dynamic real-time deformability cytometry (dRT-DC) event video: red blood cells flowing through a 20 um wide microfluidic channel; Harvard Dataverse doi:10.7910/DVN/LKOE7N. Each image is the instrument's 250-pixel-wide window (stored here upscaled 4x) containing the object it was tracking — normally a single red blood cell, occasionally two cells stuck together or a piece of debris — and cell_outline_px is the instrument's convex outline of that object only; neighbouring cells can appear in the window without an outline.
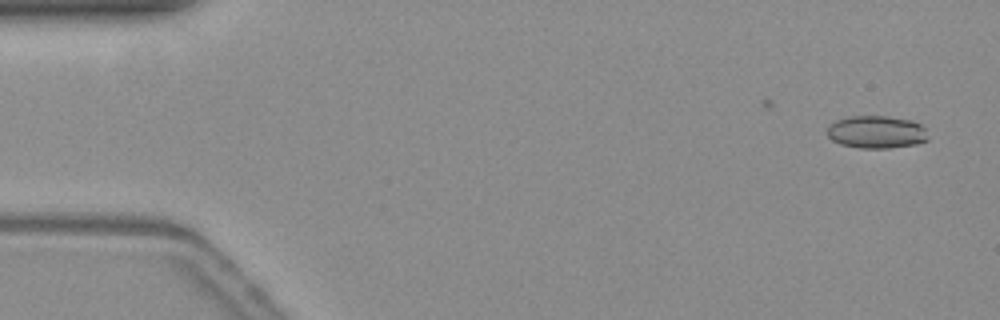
{"species": "common noctule bat (a hibernating species)", "species_latin": "Nyctalus noctula", "temperature_condition": "warm", "stored_images_in_passage": 39, "camera_frame_rate_fps": 3000, "um_per_image_px": 0.085, "animal": {"sex": "female", "body_mass_g": 19.3, "forearm_length_mm": 54.1}, "frame": {"image": 1, "passage_image": 2, "time_ms": 0.333, "image_size_px": [1000, 320], "cell_outline_px": [[928, 140], [916, 144], [888, 148], [860, 148], [840, 144], [832, 140], [828, 136], [828, 128], [836, 120], [852, 116], [884, 116], [912, 120], [920, 124], [924, 128]], "centroid_in_image_um": [74.5, 11.23], "position_along_channel_um": 10.5, "area_um2": 19.02}}
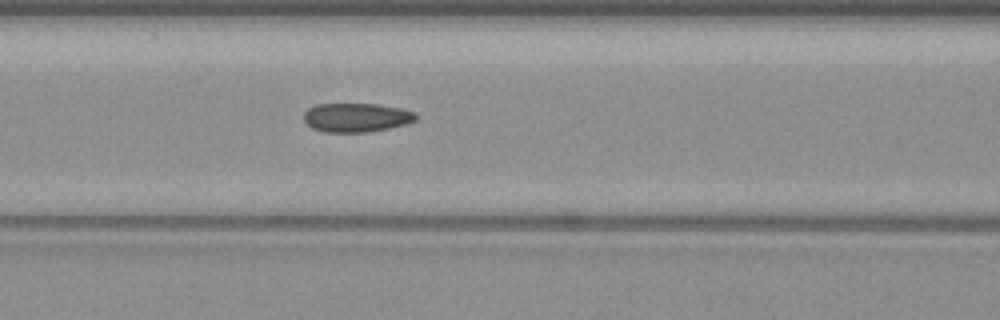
{"frame": {"image": 2, "passage_image": 22, "time_ms": 7.0, "image_size_px": [1000, 320], "cell_outline_px": [[416, 120], [404, 124], [388, 128], [368, 132], [324, 132], [312, 128], [304, 120], [304, 112], [308, 108], [316, 104], [376, 104], [400, 108], [416, 112]], "centroid_in_image_um": [30.27, 9.98], "position_along_channel_um": 136.3, "area_um2": 18.84}}
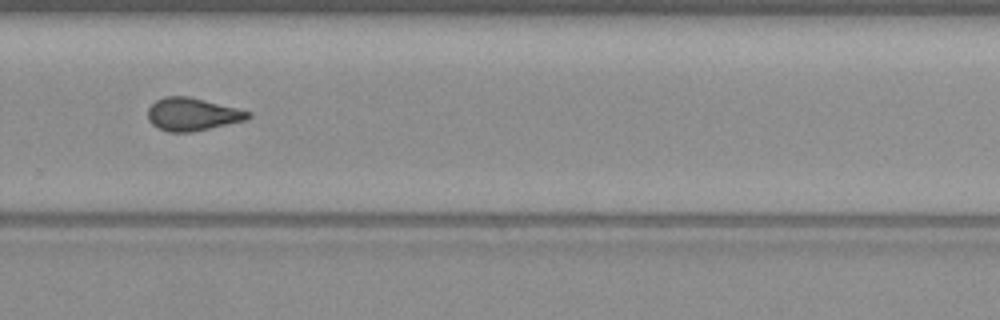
{"frame": {"image": 3, "passage_image": 36, "time_ms": 11.667, "image_size_px": [1000, 320], "cell_outline_px": [[252, 116], [244, 120], [192, 132], [168, 132], [156, 128], [148, 120], [148, 108], [156, 100], [164, 96], [188, 96], [252, 112]], "centroid_in_image_um": [16.31, 9.71], "position_along_channel_um": 313.5, "area_um2": 19.07}}